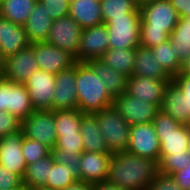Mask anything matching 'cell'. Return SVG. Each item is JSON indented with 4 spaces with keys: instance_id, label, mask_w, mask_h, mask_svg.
<instances>
[{
    "instance_id": "31",
    "label": "cell",
    "mask_w": 190,
    "mask_h": 190,
    "mask_svg": "<svg viewBox=\"0 0 190 190\" xmlns=\"http://www.w3.org/2000/svg\"><path fill=\"white\" fill-rule=\"evenodd\" d=\"M53 163L54 157L50 154L46 158L27 165L26 173L23 178V185L27 188L45 186L49 179L50 169Z\"/></svg>"
},
{
    "instance_id": "52",
    "label": "cell",
    "mask_w": 190,
    "mask_h": 190,
    "mask_svg": "<svg viewBox=\"0 0 190 190\" xmlns=\"http://www.w3.org/2000/svg\"><path fill=\"white\" fill-rule=\"evenodd\" d=\"M139 5L151 0H135Z\"/></svg>"
},
{
    "instance_id": "11",
    "label": "cell",
    "mask_w": 190,
    "mask_h": 190,
    "mask_svg": "<svg viewBox=\"0 0 190 190\" xmlns=\"http://www.w3.org/2000/svg\"><path fill=\"white\" fill-rule=\"evenodd\" d=\"M82 27L71 16L53 20L47 43L52 44L77 57Z\"/></svg>"
},
{
    "instance_id": "16",
    "label": "cell",
    "mask_w": 190,
    "mask_h": 190,
    "mask_svg": "<svg viewBox=\"0 0 190 190\" xmlns=\"http://www.w3.org/2000/svg\"><path fill=\"white\" fill-rule=\"evenodd\" d=\"M38 69L39 66L35 58L33 43H31L27 48L6 58L4 79L14 83L25 84L28 78Z\"/></svg>"
},
{
    "instance_id": "6",
    "label": "cell",
    "mask_w": 190,
    "mask_h": 190,
    "mask_svg": "<svg viewBox=\"0 0 190 190\" xmlns=\"http://www.w3.org/2000/svg\"><path fill=\"white\" fill-rule=\"evenodd\" d=\"M105 25L109 49L137 48L140 45V14H125V17L112 18Z\"/></svg>"
},
{
    "instance_id": "46",
    "label": "cell",
    "mask_w": 190,
    "mask_h": 190,
    "mask_svg": "<svg viewBox=\"0 0 190 190\" xmlns=\"http://www.w3.org/2000/svg\"><path fill=\"white\" fill-rule=\"evenodd\" d=\"M92 190H126L118 185L109 182L108 180H103L101 182H96L91 184Z\"/></svg>"
},
{
    "instance_id": "23",
    "label": "cell",
    "mask_w": 190,
    "mask_h": 190,
    "mask_svg": "<svg viewBox=\"0 0 190 190\" xmlns=\"http://www.w3.org/2000/svg\"><path fill=\"white\" fill-rule=\"evenodd\" d=\"M53 20L39 1L34 5L28 20L23 25L30 43L46 41Z\"/></svg>"
},
{
    "instance_id": "21",
    "label": "cell",
    "mask_w": 190,
    "mask_h": 190,
    "mask_svg": "<svg viewBox=\"0 0 190 190\" xmlns=\"http://www.w3.org/2000/svg\"><path fill=\"white\" fill-rule=\"evenodd\" d=\"M160 110L170 115L180 124L188 125L190 123V110L186 98L173 82L169 83L165 89Z\"/></svg>"
},
{
    "instance_id": "36",
    "label": "cell",
    "mask_w": 190,
    "mask_h": 190,
    "mask_svg": "<svg viewBox=\"0 0 190 190\" xmlns=\"http://www.w3.org/2000/svg\"><path fill=\"white\" fill-rule=\"evenodd\" d=\"M22 154L26 165L46 158L51 154V149L39 141L31 140L23 136Z\"/></svg>"
},
{
    "instance_id": "2",
    "label": "cell",
    "mask_w": 190,
    "mask_h": 190,
    "mask_svg": "<svg viewBox=\"0 0 190 190\" xmlns=\"http://www.w3.org/2000/svg\"><path fill=\"white\" fill-rule=\"evenodd\" d=\"M140 45L153 48L169 40L180 17L169 0H151L139 5Z\"/></svg>"
},
{
    "instance_id": "15",
    "label": "cell",
    "mask_w": 190,
    "mask_h": 190,
    "mask_svg": "<svg viewBox=\"0 0 190 190\" xmlns=\"http://www.w3.org/2000/svg\"><path fill=\"white\" fill-rule=\"evenodd\" d=\"M23 133L8 134L0 137V165L18 175L22 180L27 165L22 154Z\"/></svg>"
},
{
    "instance_id": "25",
    "label": "cell",
    "mask_w": 190,
    "mask_h": 190,
    "mask_svg": "<svg viewBox=\"0 0 190 190\" xmlns=\"http://www.w3.org/2000/svg\"><path fill=\"white\" fill-rule=\"evenodd\" d=\"M80 134L84 144V151L109 153L94 114H85L82 117Z\"/></svg>"
},
{
    "instance_id": "26",
    "label": "cell",
    "mask_w": 190,
    "mask_h": 190,
    "mask_svg": "<svg viewBox=\"0 0 190 190\" xmlns=\"http://www.w3.org/2000/svg\"><path fill=\"white\" fill-rule=\"evenodd\" d=\"M87 63L102 79L107 90L114 98L124 94L127 91V76L105 65L100 60H89Z\"/></svg>"
},
{
    "instance_id": "44",
    "label": "cell",
    "mask_w": 190,
    "mask_h": 190,
    "mask_svg": "<svg viewBox=\"0 0 190 190\" xmlns=\"http://www.w3.org/2000/svg\"><path fill=\"white\" fill-rule=\"evenodd\" d=\"M182 190L190 189V164L171 175Z\"/></svg>"
},
{
    "instance_id": "8",
    "label": "cell",
    "mask_w": 190,
    "mask_h": 190,
    "mask_svg": "<svg viewBox=\"0 0 190 190\" xmlns=\"http://www.w3.org/2000/svg\"><path fill=\"white\" fill-rule=\"evenodd\" d=\"M0 111L9 112L20 122L34 111L25 84L4 78L0 80Z\"/></svg>"
},
{
    "instance_id": "37",
    "label": "cell",
    "mask_w": 190,
    "mask_h": 190,
    "mask_svg": "<svg viewBox=\"0 0 190 190\" xmlns=\"http://www.w3.org/2000/svg\"><path fill=\"white\" fill-rule=\"evenodd\" d=\"M53 149L69 153H82L84 144L81 134H62V136L56 139Z\"/></svg>"
},
{
    "instance_id": "7",
    "label": "cell",
    "mask_w": 190,
    "mask_h": 190,
    "mask_svg": "<svg viewBox=\"0 0 190 190\" xmlns=\"http://www.w3.org/2000/svg\"><path fill=\"white\" fill-rule=\"evenodd\" d=\"M20 130L24 137L39 141L52 150L57 139L55 110H34L21 122Z\"/></svg>"
},
{
    "instance_id": "53",
    "label": "cell",
    "mask_w": 190,
    "mask_h": 190,
    "mask_svg": "<svg viewBox=\"0 0 190 190\" xmlns=\"http://www.w3.org/2000/svg\"><path fill=\"white\" fill-rule=\"evenodd\" d=\"M184 19L189 23V26H190V14L186 16Z\"/></svg>"
},
{
    "instance_id": "35",
    "label": "cell",
    "mask_w": 190,
    "mask_h": 190,
    "mask_svg": "<svg viewBox=\"0 0 190 190\" xmlns=\"http://www.w3.org/2000/svg\"><path fill=\"white\" fill-rule=\"evenodd\" d=\"M190 164V150L171 155H160L158 171L163 175H172Z\"/></svg>"
},
{
    "instance_id": "28",
    "label": "cell",
    "mask_w": 190,
    "mask_h": 190,
    "mask_svg": "<svg viewBox=\"0 0 190 190\" xmlns=\"http://www.w3.org/2000/svg\"><path fill=\"white\" fill-rule=\"evenodd\" d=\"M38 0H0V16L24 25Z\"/></svg>"
},
{
    "instance_id": "34",
    "label": "cell",
    "mask_w": 190,
    "mask_h": 190,
    "mask_svg": "<svg viewBox=\"0 0 190 190\" xmlns=\"http://www.w3.org/2000/svg\"><path fill=\"white\" fill-rule=\"evenodd\" d=\"M100 6L105 24L112 18L125 17V14H140L139 4L135 0H103Z\"/></svg>"
},
{
    "instance_id": "5",
    "label": "cell",
    "mask_w": 190,
    "mask_h": 190,
    "mask_svg": "<svg viewBox=\"0 0 190 190\" xmlns=\"http://www.w3.org/2000/svg\"><path fill=\"white\" fill-rule=\"evenodd\" d=\"M109 153L128 151L130 125L114 105L94 113Z\"/></svg>"
},
{
    "instance_id": "3",
    "label": "cell",
    "mask_w": 190,
    "mask_h": 190,
    "mask_svg": "<svg viewBox=\"0 0 190 190\" xmlns=\"http://www.w3.org/2000/svg\"><path fill=\"white\" fill-rule=\"evenodd\" d=\"M76 86L78 109L84 114H94L114 103L115 98L87 62L76 63Z\"/></svg>"
},
{
    "instance_id": "49",
    "label": "cell",
    "mask_w": 190,
    "mask_h": 190,
    "mask_svg": "<svg viewBox=\"0 0 190 190\" xmlns=\"http://www.w3.org/2000/svg\"><path fill=\"white\" fill-rule=\"evenodd\" d=\"M28 190H53V189H50L49 187H45V186H35V187L28 188Z\"/></svg>"
},
{
    "instance_id": "43",
    "label": "cell",
    "mask_w": 190,
    "mask_h": 190,
    "mask_svg": "<svg viewBox=\"0 0 190 190\" xmlns=\"http://www.w3.org/2000/svg\"><path fill=\"white\" fill-rule=\"evenodd\" d=\"M172 82L183 92L184 98H186L188 103V109L190 110V73L182 70L173 77Z\"/></svg>"
},
{
    "instance_id": "14",
    "label": "cell",
    "mask_w": 190,
    "mask_h": 190,
    "mask_svg": "<svg viewBox=\"0 0 190 190\" xmlns=\"http://www.w3.org/2000/svg\"><path fill=\"white\" fill-rule=\"evenodd\" d=\"M56 75L38 69L25 85L34 110L51 109Z\"/></svg>"
},
{
    "instance_id": "22",
    "label": "cell",
    "mask_w": 190,
    "mask_h": 190,
    "mask_svg": "<svg viewBox=\"0 0 190 190\" xmlns=\"http://www.w3.org/2000/svg\"><path fill=\"white\" fill-rule=\"evenodd\" d=\"M69 16L82 29L103 24L100 1L98 0H70Z\"/></svg>"
},
{
    "instance_id": "9",
    "label": "cell",
    "mask_w": 190,
    "mask_h": 190,
    "mask_svg": "<svg viewBox=\"0 0 190 190\" xmlns=\"http://www.w3.org/2000/svg\"><path fill=\"white\" fill-rule=\"evenodd\" d=\"M113 105L129 125L151 123L160 111L158 105L134 97L127 92L117 96Z\"/></svg>"
},
{
    "instance_id": "42",
    "label": "cell",
    "mask_w": 190,
    "mask_h": 190,
    "mask_svg": "<svg viewBox=\"0 0 190 190\" xmlns=\"http://www.w3.org/2000/svg\"><path fill=\"white\" fill-rule=\"evenodd\" d=\"M51 154L54 157V161L60 164L69 165L70 167H79L81 153H69L65 151H59L58 149H52Z\"/></svg>"
},
{
    "instance_id": "29",
    "label": "cell",
    "mask_w": 190,
    "mask_h": 190,
    "mask_svg": "<svg viewBox=\"0 0 190 190\" xmlns=\"http://www.w3.org/2000/svg\"><path fill=\"white\" fill-rule=\"evenodd\" d=\"M153 57L157 59L164 70L173 78L183 70V64L180 62L175 51V46L170 40L160 43L151 48Z\"/></svg>"
},
{
    "instance_id": "12",
    "label": "cell",
    "mask_w": 190,
    "mask_h": 190,
    "mask_svg": "<svg viewBox=\"0 0 190 190\" xmlns=\"http://www.w3.org/2000/svg\"><path fill=\"white\" fill-rule=\"evenodd\" d=\"M33 50L39 69L50 74L57 75L77 63L72 54L46 41L33 43Z\"/></svg>"
},
{
    "instance_id": "18",
    "label": "cell",
    "mask_w": 190,
    "mask_h": 190,
    "mask_svg": "<svg viewBox=\"0 0 190 190\" xmlns=\"http://www.w3.org/2000/svg\"><path fill=\"white\" fill-rule=\"evenodd\" d=\"M172 80H154L149 77L130 76L127 80V93L161 107L165 89Z\"/></svg>"
},
{
    "instance_id": "1",
    "label": "cell",
    "mask_w": 190,
    "mask_h": 190,
    "mask_svg": "<svg viewBox=\"0 0 190 190\" xmlns=\"http://www.w3.org/2000/svg\"><path fill=\"white\" fill-rule=\"evenodd\" d=\"M158 173L155 160L127 151L111 155L107 180L126 190H147Z\"/></svg>"
},
{
    "instance_id": "32",
    "label": "cell",
    "mask_w": 190,
    "mask_h": 190,
    "mask_svg": "<svg viewBox=\"0 0 190 190\" xmlns=\"http://www.w3.org/2000/svg\"><path fill=\"white\" fill-rule=\"evenodd\" d=\"M85 114L79 109L55 110L57 138L62 134H80L82 117Z\"/></svg>"
},
{
    "instance_id": "17",
    "label": "cell",
    "mask_w": 190,
    "mask_h": 190,
    "mask_svg": "<svg viewBox=\"0 0 190 190\" xmlns=\"http://www.w3.org/2000/svg\"><path fill=\"white\" fill-rule=\"evenodd\" d=\"M76 64L56 75L51 110L78 109Z\"/></svg>"
},
{
    "instance_id": "24",
    "label": "cell",
    "mask_w": 190,
    "mask_h": 190,
    "mask_svg": "<svg viewBox=\"0 0 190 190\" xmlns=\"http://www.w3.org/2000/svg\"><path fill=\"white\" fill-rule=\"evenodd\" d=\"M134 76L149 77L154 80H172L173 78L163 69L153 57L151 48L139 45L136 48Z\"/></svg>"
},
{
    "instance_id": "48",
    "label": "cell",
    "mask_w": 190,
    "mask_h": 190,
    "mask_svg": "<svg viewBox=\"0 0 190 190\" xmlns=\"http://www.w3.org/2000/svg\"><path fill=\"white\" fill-rule=\"evenodd\" d=\"M5 61L6 58L0 52V80H2L5 76Z\"/></svg>"
},
{
    "instance_id": "51",
    "label": "cell",
    "mask_w": 190,
    "mask_h": 190,
    "mask_svg": "<svg viewBox=\"0 0 190 190\" xmlns=\"http://www.w3.org/2000/svg\"><path fill=\"white\" fill-rule=\"evenodd\" d=\"M3 190V189H2ZM8 190H28L27 187L23 186V187H16V188H11V189H8Z\"/></svg>"
},
{
    "instance_id": "20",
    "label": "cell",
    "mask_w": 190,
    "mask_h": 190,
    "mask_svg": "<svg viewBox=\"0 0 190 190\" xmlns=\"http://www.w3.org/2000/svg\"><path fill=\"white\" fill-rule=\"evenodd\" d=\"M30 44L24 26L0 16V52L5 58L27 48Z\"/></svg>"
},
{
    "instance_id": "10",
    "label": "cell",
    "mask_w": 190,
    "mask_h": 190,
    "mask_svg": "<svg viewBox=\"0 0 190 190\" xmlns=\"http://www.w3.org/2000/svg\"><path fill=\"white\" fill-rule=\"evenodd\" d=\"M128 152L160 161V141L153 122L130 125Z\"/></svg>"
},
{
    "instance_id": "38",
    "label": "cell",
    "mask_w": 190,
    "mask_h": 190,
    "mask_svg": "<svg viewBox=\"0 0 190 190\" xmlns=\"http://www.w3.org/2000/svg\"><path fill=\"white\" fill-rule=\"evenodd\" d=\"M46 12L50 14L52 20L63 18L69 14L70 0H38Z\"/></svg>"
},
{
    "instance_id": "47",
    "label": "cell",
    "mask_w": 190,
    "mask_h": 190,
    "mask_svg": "<svg viewBox=\"0 0 190 190\" xmlns=\"http://www.w3.org/2000/svg\"><path fill=\"white\" fill-rule=\"evenodd\" d=\"M62 190H92L91 184L82 181H76L72 185L62 189Z\"/></svg>"
},
{
    "instance_id": "45",
    "label": "cell",
    "mask_w": 190,
    "mask_h": 190,
    "mask_svg": "<svg viewBox=\"0 0 190 190\" xmlns=\"http://www.w3.org/2000/svg\"><path fill=\"white\" fill-rule=\"evenodd\" d=\"M169 2L180 18H185L190 14V0H169Z\"/></svg>"
},
{
    "instance_id": "39",
    "label": "cell",
    "mask_w": 190,
    "mask_h": 190,
    "mask_svg": "<svg viewBox=\"0 0 190 190\" xmlns=\"http://www.w3.org/2000/svg\"><path fill=\"white\" fill-rule=\"evenodd\" d=\"M21 122L7 111H0V137L20 131Z\"/></svg>"
},
{
    "instance_id": "33",
    "label": "cell",
    "mask_w": 190,
    "mask_h": 190,
    "mask_svg": "<svg viewBox=\"0 0 190 190\" xmlns=\"http://www.w3.org/2000/svg\"><path fill=\"white\" fill-rule=\"evenodd\" d=\"M169 40L175 46L178 58L184 65L190 59V26L184 18L179 19L169 35Z\"/></svg>"
},
{
    "instance_id": "40",
    "label": "cell",
    "mask_w": 190,
    "mask_h": 190,
    "mask_svg": "<svg viewBox=\"0 0 190 190\" xmlns=\"http://www.w3.org/2000/svg\"><path fill=\"white\" fill-rule=\"evenodd\" d=\"M147 190H182L171 175L158 173Z\"/></svg>"
},
{
    "instance_id": "27",
    "label": "cell",
    "mask_w": 190,
    "mask_h": 190,
    "mask_svg": "<svg viewBox=\"0 0 190 190\" xmlns=\"http://www.w3.org/2000/svg\"><path fill=\"white\" fill-rule=\"evenodd\" d=\"M99 60L129 78L135 67L136 48L108 49Z\"/></svg>"
},
{
    "instance_id": "19",
    "label": "cell",
    "mask_w": 190,
    "mask_h": 190,
    "mask_svg": "<svg viewBox=\"0 0 190 190\" xmlns=\"http://www.w3.org/2000/svg\"><path fill=\"white\" fill-rule=\"evenodd\" d=\"M111 153L87 152L80 155V181L96 183L107 180Z\"/></svg>"
},
{
    "instance_id": "4",
    "label": "cell",
    "mask_w": 190,
    "mask_h": 190,
    "mask_svg": "<svg viewBox=\"0 0 190 190\" xmlns=\"http://www.w3.org/2000/svg\"><path fill=\"white\" fill-rule=\"evenodd\" d=\"M160 141V155H171L190 150V128L170 115L159 111L153 121Z\"/></svg>"
},
{
    "instance_id": "30",
    "label": "cell",
    "mask_w": 190,
    "mask_h": 190,
    "mask_svg": "<svg viewBox=\"0 0 190 190\" xmlns=\"http://www.w3.org/2000/svg\"><path fill=\"white\" fill-rule=\"evenodd\" d=\"M76 181H80L79 167H70L54 161L45 187L62 190Z\"/></svg>"
},
{
    "instance_id": "41",
    "label": "cell",
    "mask_w": 190,
    "mask_h": 190,
    "mask_svg": "<svg viewBox=\"0 0 190 190\" xmlns=\"http://www.w3.org/2000/svg\"><path fill=\"white\" fill-rule=\"evenodd\" d=\"M23 180L16 174L0 165V190H8L16 187H23Z\"/></svg>"
},
{
    "instance_id": "50",
    "label": "cell",
    "mask_w": 190,
    "mask_h": 190,
    "mask_svg": "<svg viewBox=\"0 0 190 190\" xmlns=\"http://www.w3.org/2000/svg\"><path fill=\"white\" fill-rule=\"evenodd\" d=\"M183 71L186 73H190V59L186 63H184Z\"/></svg>"
},
{
    "instance_id": "13",
    "label": "cell",
    "mask_w": 190,
    "mask_h": 190,
    "mask_svg": "<svg viewBox=\"0 0 190 190\" xmlns=\"http://www.w3.org/2000/svg\"><path fill=\"white\" fill-rule=\"evenodd\" d=\"M109 37L105 23L82 29L77 62L99 60L109 49Z\"/></svg>"
}]
</instances>
